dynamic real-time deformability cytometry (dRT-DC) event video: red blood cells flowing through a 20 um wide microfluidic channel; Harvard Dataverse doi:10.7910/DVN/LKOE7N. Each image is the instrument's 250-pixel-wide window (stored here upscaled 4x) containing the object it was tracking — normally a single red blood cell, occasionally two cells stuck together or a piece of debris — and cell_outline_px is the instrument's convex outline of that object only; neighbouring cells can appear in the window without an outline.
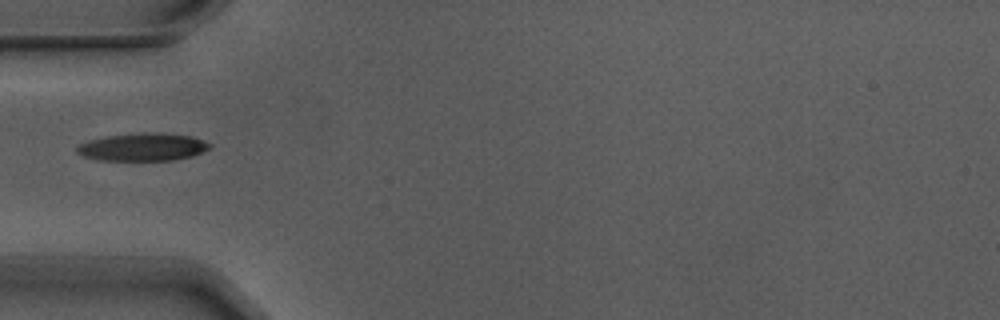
{"species": "Egyptian fruit bat (a non-hibernating species)", "species_latin": "Rousettus aegyptiacus", "temperature_condition": "warm", "stored_images_in_passage": 4, "camera_frame_rate_fps": 3000, "um_per_image_px": 0.085, "animal": {"sex": "male"}, "frame": {"image": 1, "passage_image": 4, "time_ms": 1.0, "image_size_px": [1000, 320], "cell_outline_px": [[212, 148], [192, 156], [172, 160], [100, 160], [84, 156], [76, 152], [76, 148], [80, 144], [88, 140], [108, 136], [192, 136], [204, 140], [212, 144]], "centroid_in_image_um": [12.14, 12.56], "position_along_channel_um": 72.9, "area_um2": 20.11}}